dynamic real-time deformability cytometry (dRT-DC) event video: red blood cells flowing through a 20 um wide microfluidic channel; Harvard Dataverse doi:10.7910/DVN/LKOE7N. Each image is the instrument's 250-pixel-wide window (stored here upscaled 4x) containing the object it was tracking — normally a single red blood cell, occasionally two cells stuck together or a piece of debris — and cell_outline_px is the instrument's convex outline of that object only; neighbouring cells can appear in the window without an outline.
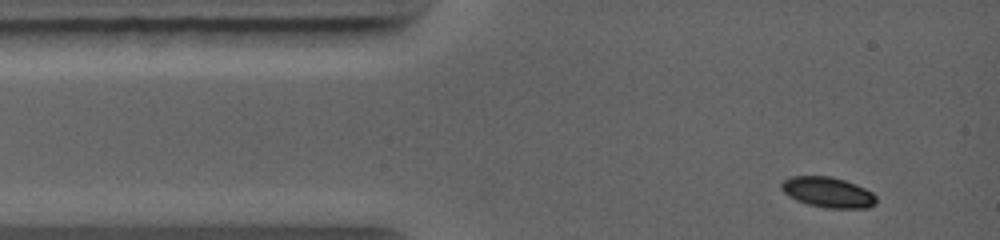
{"species": "common noctule bat (a hibernating species)", "species_latin": "Nyctalus noctula", "temperature_condition": "warm", "stored_images_in_passage": 5, "camera_frame_rate_fps": 5000, "um_per_image_px": 0.085, "animal": {"sex": "female", "body_mass_g": 19.0, "forearm_length_mm": 56.7}, "frame": {"image": 1, "passage_image": 1, "time_ms": 0.0, "image_size_px": [1000, 240], "cell_outline_px": [[876, 204], [868, 208], [824, 208], [808, 204], [796, 200], [788, 196], [780, 188], [780, 184], [784, 180], [792, 176], [832, 176], [856, 184], [872, 192], [876, 196]], "centroid_in_image_um": [70.37, 16.35], "position_along_channel_um": 14.6, "area_um2": 16.94}}
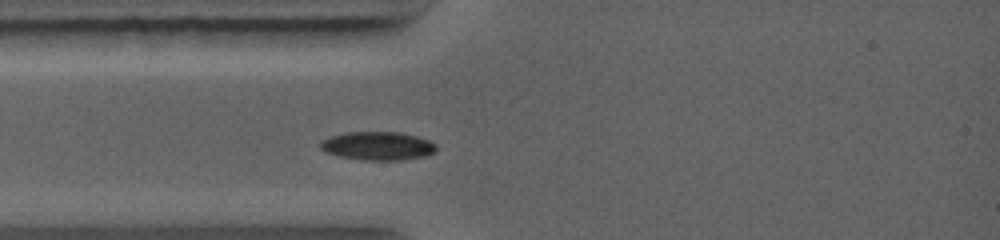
{"frame": {"image": 2, "passage_image": 5, "time_ms": 1.8, "image_size_px": [1000, 240], "cell_outline_px": [[436, 152], [424, 156], [400, 160], [364, 160], [340, 156], [324, 152], [320, 148], [320, 140], [328, 136], [344, 132], [400, 132], [416, 136], [428, 140], [436, 144]], "centroid_in_image_um": [32.07, 12.39], "position_along_channel_um": 52.9, "area_um2": 19.36}}